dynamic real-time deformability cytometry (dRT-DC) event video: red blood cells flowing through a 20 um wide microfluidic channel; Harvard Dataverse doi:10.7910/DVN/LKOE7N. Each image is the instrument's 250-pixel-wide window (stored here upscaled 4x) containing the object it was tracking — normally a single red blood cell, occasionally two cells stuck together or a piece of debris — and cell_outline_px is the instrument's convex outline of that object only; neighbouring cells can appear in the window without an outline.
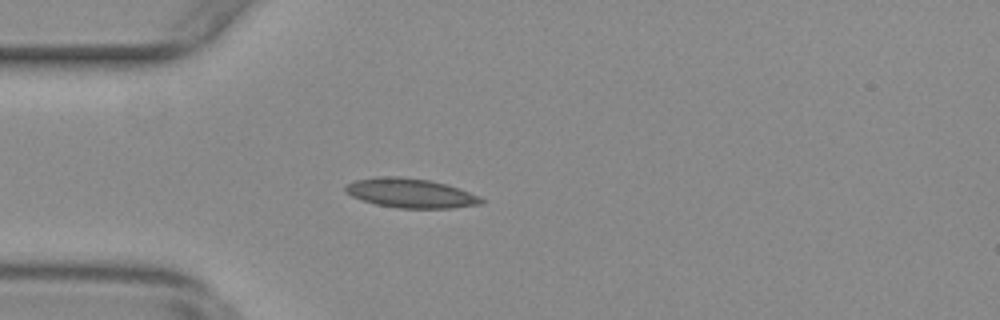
{"species": "common noctule bat (a hibernating species)", "species_latin": "Nyctalus noctula", "temperature_condition": "warm", "stored_images_in_passage": 43, "camera_frame_rate_fps": 3000, "um_per_image_px": 0.085, "animal": {"sex": "female", "body_mass_g": 29.2, "forearm_length_mm": 56.3}, "frame": {"image": 1, "passage_image": 4, "time_ms": 1.0, "image_size_px": [1000, 320], "cell_outline_px": [[484, 204], [452, 208], [396, 208], [376, 204], [352, 196], [344, 192], [344, 188], [348, 184], [356, 180], [376, 176], [400, 176], [428, 180], [448, 184], [480, 196], [484, 200]], "centroid_in_image_um": [34.93, 16.41], "position_along_channel_um": 50.1, "area_um2": 23.35}}
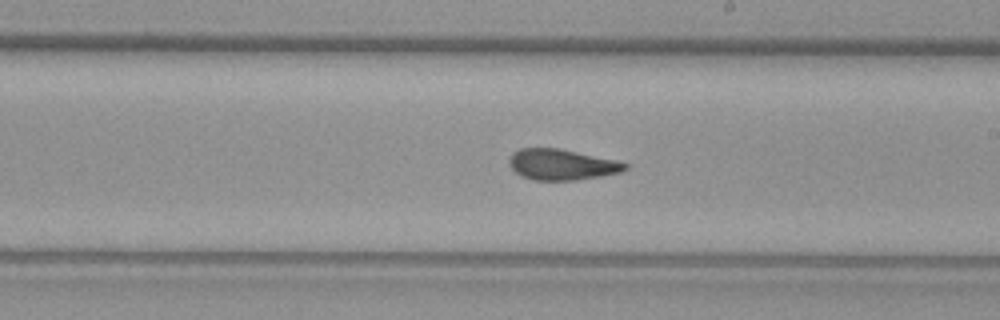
{"frame": {"image": 2, "passage_image": 20, "time_ms": 6.333, "image_size_px": [1000, 320], "cell_outline_px": [[628, 168], [620, 172], [600, 176], [576, 180], [532, 180], [520, 176], [508, 164], [508, 156], [512, 152], [520, 148], [560, 148], [616, 160], [628, 164]], "centroid_in_image_um": [47.7, 13.98], "position_along_channel_um": 241.3, "area_um2": 20.98}}
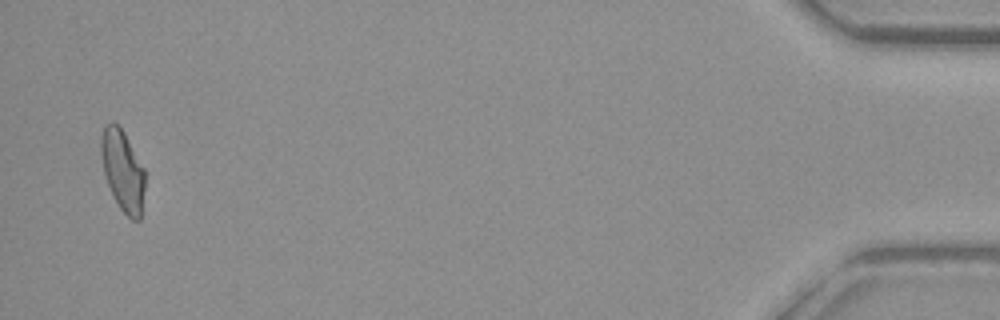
{"frame": {"image": 3, "passage_image": 42, "time_ms": 13.667, "image_size_px": [1000, 320], "cell_outline_px": [[144, 188], [140, 220], [132, 220], [120, 208], [108, 184], [104, 172], [100, 152], [100, 140], [104, 124], [112, 120], [124, 132], [144, 168]], "centroid_in_image_um": [10.41, 14.45], "position_along_channel_um": 424.8, "area_um2": 20.52}, "authors_computed_cell_mechanics": {"area_um2": 21.2704, "velocity_mm_per_s": 3.7698, "shape_relaxation_time_tau1_ms": null, "shape_relaxation_time_tau2_ms": 2.314, "deformation_change_tau1": null, "deformation_change_tau2": 0.0599}}